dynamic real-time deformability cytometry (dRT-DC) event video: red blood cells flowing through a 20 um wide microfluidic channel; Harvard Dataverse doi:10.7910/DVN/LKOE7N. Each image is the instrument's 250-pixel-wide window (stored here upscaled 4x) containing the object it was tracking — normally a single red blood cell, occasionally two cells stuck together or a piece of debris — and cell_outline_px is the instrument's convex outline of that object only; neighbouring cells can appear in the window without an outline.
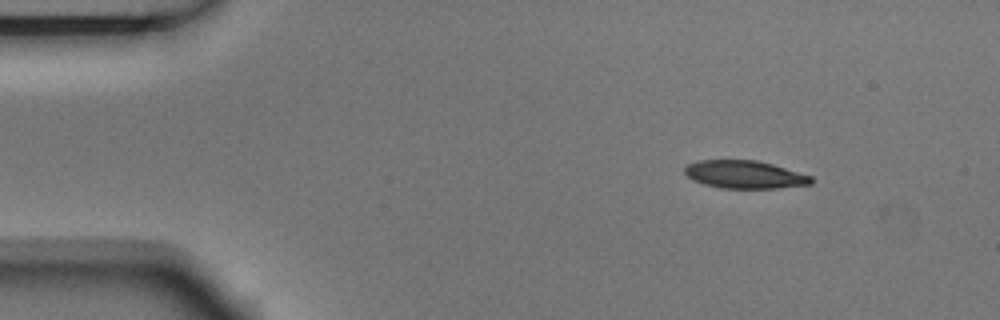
{"species": "Egyptian fruit bat (a non-hibernating species)", "species_latin": "Rousettus aegyptiacus", "temperature_condition": "room temperature", "stored_images_in_passage": 3, "camera_frame_rate_fps": 3000, "um_per_image_px": 0.085, "animal": {"sex": "male"}, "frame": {"image": 1, "passage_image": 1, "time_ms": 0.0, "image_size_px": [1000, 320], "cell_outline_px": [[812, 184], [776, 188], [720, 188], [704, 184], [692, 180], [684, 172], [684, 168], [688, 164], [696, 160], [756, 160], [772, 164], [812, 176]], "centroid_in_image_um": [63.27, 14.83], "position_along_channel_um": 21.7, "area_um2": 20.52}}